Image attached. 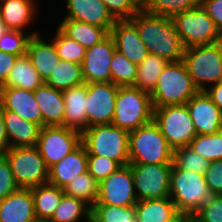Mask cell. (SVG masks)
Instances as JSON below:
<instances>
[{
  "label": "cell",
  "instance_id": "cell-32",
  "mask_svg": "<svg viewBox=\"0 0 222 222\" xmlns=\"http://www.w3.org/2000/svg\"><path fill=\"white\" fill-rule=\"evenodd\" d=\"M168 63L164 58L149 53L144 60L137 65L134 87L151 94L155 89L158 77Z\"/></svg>",
  "mask_w": 222,
  "mask_h": 222
},
{
  "label": "cell",
  "instance_id": "cell-48",
  "mask_svg": "<svg viewBox=\"0 0 222 222\" xmlns=\"http://www.w3.org/2000/svg\"><path fill=\"white\" fill-rule=\"evenodd\" d=\"M19 56L0 51V87H2Z\"/></svg>",
  "mask_w": 222,
  "mask_h": 222
},
{
  "label": "cell",
  "instance_id": "cell-40",
  "mask_svg": "<svg viewBox=\"0 0 222 222\" xmlns=\"http://www.w3.org/2000/svg\"><path fill=\"white\" fill-rule=\"evenodd\" d=\"M53 42L60 59L78 64L83 63L86 48L76 40L65 36L58 28L56 29Z\"/></svg>",
  "mask_w": 222,
  "mask_h": 222
},
{
  "label": "cell",
  "instance_id": "cell-46",
  "mask_svg": "<svg viewBox=\"0 0 222 222\" xmlns=\"http://www.w3.org/2000/svg\"><path fill=\"white\" fill-rule=\"evenodd\" d=\"M204 176L211 194L222 195V160L210 162Z\"/></svg>",
  "mask_w": 222,
  "mask_h": 222
},
{
  "label": "cell",
  "instance_id": "cell-43",
  "mask_svg": "<svg viewBox=\"0 0 222 222\" xmlns=\"http://www.w3.org/2000/svg\"><path fill=\"white\" fill-rule=\"evenodd\" d=\"M115 20H131L142 7L136 0H100Z\"/></svg>",
  "mask_w": 222,
  "mask_h": 222
},
{
  "label": "cell",
  "instance_id": "cell-28",
  "mask_svg": "<svg viewBox=\"0 0 222 222\" xmlns=\"http://www.w3.org/2000/svg\"><path fill=\"white\" fill-rule=\"evenodd\" d=\"M134 207L137 222H168L179 213L170 197L140 200Z\"/></svg>",
  "mask_w": 222,
  "mask_h": 222
},
{
  "label": "cell",
  "instance_id": "cell-29",
  "mask_svg": "<svg viewBox=\"0 0 222 222\" xmlns=\"http://www.w3.org/2000/svg\"><path fill=\"white\" fill-rule=\"evenodd\" d=\"M43 83L44 81L31 64L27 55H24L17 58L2 87H15L34 91Z\"/></svg>",
  "mask_w": 222,
  "mask_h": 222
},
{
  "label": "cell",
  "instance_id": "cell-37",
  "mask_svg": "<svg viewBox=\"0 0 222 222\" xmlns=\"http://www.w3.org/2000/svg\"><path fill=\"white\" fill-rule=\"evenodd\" d=\"M91 217L96 222H137L134 206L94 205Z\"/></svg>",
  "mask_w": 222,
  "mask_h": 222
},
{
  "label": "cell",
  "instance_id": "cell-8",
  "mask_svg": "<svg viewBox=\"0 0 222 222\" xmlns=\"http://www.w3.org/2000/svg\"><path fill=\"white\" fill-rule=\"evenodd\" d=\"M171 19L184 48L222 41L213 19L200 4L174 15Z\"/></svg>",
  "mask_w": 222,
  "mask_h": 222
},
{
  "label": "cell",
  "instance_id": "cell-26",
  "mask_svg": "<svg viewBox=\"0 0 222 222\" xmlns=\"http://www.w3.org/2000/svg\"><path fill=\"white\" fill-rule=\"evenodd\" d=\"M34 0H0V19L9 30L24 31L36 15Z\"/></svg>",
  "mask_w": 222,
  "mask_h": 222
},
{
  "label": "cell",
  "instance_id": "cell-22",
  "mask_svg": "<svg viewBox=\"0 0 222 222\" xmlns=\"http://www.w3.org/2000/svg\"><path fill=\"white\" fill-rule=\"evenodd\" d=\"M35 218L31 189L20 188L0 200V222H31Z\"/></svg>",
  "mask_w": 222,
  "mask_h": 222
},
{
  "label": "cell",
  "instance_id": "cell-27",
  "mask_svg": "<svg viewBox=\"0 0 222 222\" xmlns=\"http://www.w3.org/2000/svg\"><path fill=\"white\" fill-rule=\"evenodd\" d=\"M57 28L86 49L100 43L110 34L105 28L68 18H64Z\"/></svg>",
  "mask_w": 222,
  "mask_h": 222
},
{
  "label": "cell",
  "instance_id": "cell-23",
  "mask_svg": "<svg viewBox=\"0 0 222 222\" xmlns=\"http://www.w3.org/2000/svg\"><path fill=\"white\" fill-rule=\"evenodd\" d=\"M8 143L12 147L37 146L41 126L23 119L17 113L3 110Z\"/></svg>",
  "mask_w": 222,
  "mask_h": 222
},
{
  "label": "cell",
  "instance_id": "cell-34",
  "mask_svg": "<svg viewBox=\"0 0 222 222\" xmlns=\"http://www.w3.org/2000/svg\"><path fill=\"white\" fill-rule=\"evenodd\" d=\"M91 213L92 208L84 201L64 194L50 222H80L83 216L86 222Z\"/></svg>",
  "mask_w": 222,
  "mask_h": 222
},
{
  "label": "cell",
  "instance_id": "cell-21",
  "mask_svg": "<svg viewBox=\"0 0 222 222\" xmlns=\"http://www.w3.org/2000/svg\"><path fill=\"white\" fill-rule=\"evenodd\" d=\"M65 103L63 126L74 129L80 133L87 129L86 97L87 83L73 86L62 91Z\"/></svg>",
  "mask_w": 222,
  "mask_h": 222
},
{
  "label": "cell",
  "instance_id": "cell-15",
  "mask_svg": "<svg viewBox=\"0 0 222 222\" xmlns=\"http://www.w3.org/2000/svg\"><path fill=\"white\" fill-rule=\"evenodd\" d=\"M116 51L113 37L109 34L100 43L86 49L82 63L84 82H111V59Z\"/></svg>",
  "mask_w": 222,
  "mask_h": 222
},
{
  "label": "cell",
  "instance_id": "cell-12",
  "mask_svg": "<svg viewBox=\"0 0 222 222\" xmlns=\"http://www.w3.org/2000/svg\"><path fill=\"white\" fill-rule=\"evenodd\" d=\"M81 145V133L61 125L43 126L37 148L50 168Z\"/></svg>",
  "mask_w": 222,
  "mask_h": 222
},
{
  "label": "cell",
  "instance_id": "cell-11",
  "mask_svg": "<svg viewBox=\"0 0 222 222\" xmlns=\"http://www.w3.org/2000/svg\"><path fill=\"white\" fill-rule=\"evenodd\" d=\"M172 164H130L138 201L170 197Z\"/></svg>",
  "mask_w": 222,
  "mask_h": 222
},
{
  "label": "cell",
  "instance_id": "cell-52",
  "mask_svg": "<svg viewBox=\"0 0 222 222\" xmlns=\"http://www.w3.org/2000/svg\"><path fill=\"white\" fill-rule=\"evenodd\" d=\"M9 29L7 28V26L2 22V20L0 19V38L4 35V33H6Z\"/></svg>",
  "mask_w": 222,
  "mask_h": 222
},
{
  "label": "cell",
  "instance_id": "cell-36",
  "mask_svg": "<svg viewBox=\"0 0 222 222\" xmlns=\"http://www.w3.org/2000/svg\"><path fill=\"white\" fill-rule=\"evenodd\" d=\"M200 4V0H148L142 9L146 12L172 18Z\"/></svg>",
  "mask_w": 222,
  "mask_h": 222
},
{
  "label": "cell",
  "instance_id": "cell-25",
  "mask_svg": "<svg viewBox=\"0 0 222 222\" xmlns=\"http://www.w3.org/2000/svg\"><path fill=\"white\" fill-rule=\"evenodd\" d=\"M42 113L43 126L61 125L65 114L62 91L43 83L33 91Z\"/></svg>",
  "mask_w": 222,
  "mask_h": 222
},
{
  "label": "cell",
  "instance_id": "cell-20",
  "mask_svg": "<svg viewBox=\"0 0 222 222\" xmlns=\"http://www.w3.org/2000/svg\"><path fill=\"white\" fill-rule=\"evenodd\" d=\"M88 153L81 144L72 153L49 168L48 183L64 188L76 176L88 171Z\"/></svg>",
  "mask_w": 222,
  "mask_h": 222
},
{
  "label": "cell",
  "instance_id": "cell-17",
  "mask_svg": "<svg viewBox=\"0 0 222 222\" xmlns=\"http://www.w3.org/2000/svg\"><path fill=\"white\" fill-rule=\"evenodd\" d=\"M0 107L17 113L23 119L43 127V118L33 91L15 88L0 87Z\"/></svg>",
  "mask_w": 222,
  "mask_h": 222
},
{
  "label": "cell",
  "instance_id": "cell-33",
  "mask_svg": "<svg viewBox=\"0 0 222 222\" xmlns=\"http://www.w3.org/2000/svg\"><path fill=\"white\" fill-rule=\"evenodd\" d=\"M63 191L64 194L80 199L92 208L98 200L99 182L87 171L71 180Z\"/></svg>",
  "mask_w": 222,
  "mask_h": 222
},
{
  "label": "cell",
  "instance_id": "cell-30",
  "mask_svg": "<svg viewBox=\"0 0 222 222\" xmlns=\"http://www.w3.org/2000/svg\"><path fill=\"white\" fill-rule=\"evenodd\" d=\"M30 189L36 218L51 219L64 195L63 189L50 183Z\"/></svg>",
  "mask_w": 222,
  "mask_h": 222
},
{
  "label": "cell",
  "instance_id": "cell-56",
  "mask_svg": "<svg viewBox=\"0 0 222 222\" xmlns=\"http://www.w3.org/2000/svg\"><path fill=\"white\" fill-rule=\"evenodd\" d=\"M86 222H96L92 217Z\"/></svg>",
  "mask_w": 222,
  "mask_h": 222
},
{
  "label": "cell",
  "instance_id": "cell-6",
  "mask_svg": "<svg viewBox=\"0 0 222 222\" xmlns=\"http://www.w3.org/2000/svg\"><path fill=\"white\" fill-rule=\"evenodd\" d=\"M182 61L199 91L222 82V41L185 48Z\"/></svg>",
  "mask_w": 222,
  "mask_h": 222
},
{
  "label": "cell",
  "instance_id": "cell-50",
  "mask_svg": "<svg viewBox=\"0 0 222 222\" xmlns=\"http://www.w3.org/2000/svg\"><path fill=\"white\" fill-rule=\"evenodd\" d=\"M9 148L10 145L6 135L3 110L0 107V155H4Z\"/></svg>",
  "mask_w": 222,
  "mask_h": 222
},
{
  "label": "cell",
  "instance_id": "cell-5",
  "mask_svg": "<svg viewBox=\"0 0 222 222\" xmlns=\"http://www.w3.org/2000/svg\"><path fill=\"white\" fill-rule=\"evenodd\" d=\"M129 132L113 124L94 125L81 133L88 155L104 156L121 166L129 164Z\"/></svg>",
  "mask_w": 222,
  "mask_h": 222
},
{
  "label": "cell",
  "instance_id": "cell-16",
  "mask_svg": "<svg viewBox=\"0 0 222 222\" xmlns=\"http://www.w3.org/2000/svg\"><path fill=\"white\" fill-rule=\"evenodd\" d=\"M186 106L197 135H211L222 131V111L205 91H198Z\"/></svg>",
  "mask_w": 222,
  "mask_h": 222
},
{
  "label": "cell",
  "instance_id": "cell-2",
  "mask_svg": "<svg viewBox=\"0 0 222 222\" xmlns=\"http://www.w3.org/2000/svg\"><path fill=\"white\" fill-rule=\"evenodd\" d=\"M198 91L185 63L181 60L167 64L158 77L155 89L150 96L153 107L183 105Z\"/></svg>",
  "mask_w": 222,
  "mask_h": 222
},
{
  "label": "cell",
  "instance_id": "cell-24",
  "mask_svg": "<svg viewBox=\"0 0 222 222\" xmlns=\"http://www.w3.org/2000/svg\"><path fill=\"white\" fill-rule=\"evenodd\" d=\"M40 36V34H36L30 38L26 55L45 82L55 65L60 62V58L54 42L43 40Z\"/></svg>",
  "mask_w": 222,
  "mask_h": 222
},
{
  "label": "cell",
  "instance_id": "cell-54",
  "mask_svg": "<svg viewBox=\"0 0 222 222\" xmlns=\"http://www.w3.org/2000/svg\"><path fill=\"white\" fill-rule=\"evenodd\" d=\"M31 222H50V219L35 218Z\"/></svg>",
  "mask_w": 222,
  "mask_h": 222
},
{
  "label": "cell",
  "instance_id": "cell-3",
  "mask_svg": "<svg viewBox=\"0 0 222 222\" xmlns=\"http://www.w3.org/2000/svg\"><path fill=\"white\" fill-rule=\"evenodd\" d=\"M128 146L129 164L173 163V149L154 121L129 132Z\"/></svg>",
  "mask_w": 222,
  "mask_h": 222
},
{
  "label": "cell",
  "instance_id": "cell-14",
  "mask_svg": "<svg viewBox=\"0 0 222 222\" xmlns=\"http://www.w3.org/2000/svg\"><path fill=\"white\" fill-rule=\"evenodd\" d=\"M119 86L112 82L87 84L86 113L87 128L94 125L111 124Z\"/></svg>",
  "mask_w": 222,
  "mask_h": 222
},
{
  "label": "cell",
  "instance_id": "cell-53",
  "mask_svg": "<svg viewBox=\"0 0 222 222\" xmlns=\"http://www.w3.org/2000/svg\"><path fill=\"white\" fill-rule=\"evenodd\" d=\"M168 222H180V212Z\"/></svg>",
  "mask_w": 222,
  "mask_h": 222
},
{
  "label": "cell",
  "instance_id": "cell-35",
  "mask_svg": "<svg viewBox=\"0 0 222 222\" xmlns=\"http://www.w3.org/2000/svg\"><path fill=\"white\" fill-rule=\"evenodd\" d=\"M111 82L118 86H134L137 74V64L129 61L117 50L111 59Z\"/></svg>",
  "mask_w": 222,
  "mask_h": 222
},
{
  "label": "cell",
  "instance_id": "cell-51",
  "mask_svg": "<svg viewBox=\"0 0 222 222\" xmlns=\"http://www.w3.org/2000/svg\"><path fill=\"white\" fill-rule=\"evenodd\" d=\"M180 222H201V221L196 214L180 212Z\"/></svg>",
  "mask_w": 222,
  "mask_h": 222
},
{
  "label": "cell",
  "instance_id": "cell-1",
  "mask_svg": "<svg viewBox=\"0 0 222 222\" xmlns=\"http://www.w3.org/2000/svg\"><path fill=\"white\" fill-rule=\"evenodd\" d=\"M131 21L136 25L150 54L158 55L168 62L182 60L185 48L170 17L141 9Z\"/></svg>",
  "mask_w": 222,
  "mask_h": 222
},
{
  "label": "cell",
  "instance_id": "cell-9",
  "mask_svg": "<svg viewBox=\"0 0 222 222\" xmlns=\"http://www.w3.org/2000/svg\"><path fill=\"white\" fill-rule=\"evenodd\" d=\"M4 155L20 188L30 189L48 183L49 168L37 146L12 147Z\"/></svg>",
  "mask_w": 222,
  "mask_h": 222
},
{
  "label": "cell",
  "instance_id": "cell-19",
  "mask_svg": "<svg viewBox=\"0 0 222 222\" xmlns=\"http://www.w3.org/2000/svg\"><path fill=\"white\" fill-rule=\"evenodd\" d=\"M65 18L105 28L109 33L116 20L100 0H66Z\"/></svg>",
  "mask_w": 222,
  "mask_h": 222
},
{
  "label": "cell",
  "instance_id": "cell-42",
  "mask_svg": "<svg viewBox=\"0 0 222 222\" xmlns=\"http://www.w3.org/2000/svg\"><path fill=\"white\" fill-rule=\"evenodd\" d=\"M120 167L118 162L107 157L88 155V172L99 183Z\"/></svg>",
  "mask_w": 222,
  "mask_h": 222
},
{
  "label": "cell",
  "instance_id": "cell-45",
  "mask_svg": "<svg viewBox=\"0 0 222 222\" xmlns=\"http://www.w3.org/2000/svg\"><path fill=\"white\" fill-rule=\"evenodd\" d=\"M19 189L20 187L15 181L8 159L5 155H0V200Z\"/></svg>",
  "mask_w": 222,
  "mask_h": 222
},
{
  "label": "cell",
  "instance_id": "cell-38",
  "mask_svg": "<svg viewBox=\"0 0 222 222\" xmlns=\"http://www.w3.org/2000/svg\"><path fill=\"white\" fill-rule=\"evenodd\" d=\"M189 146L209 162L222 160V131L211 135H197Z\"/></svg>",
  "mask_w": 222,
  "mask_h": 222
},
{
  "label": "cell",
  "instance_id": "cell-7",
  "mask_svg": "<svg viewBox=\"0 0 222 222\" xmlns=\"http://www.w3.org/2000/svg\"><path fill=\"white\" fill-rule=\"evenodd\" d=\"M211 196L204 175L172 164L170 198L179 212L195 214Z\"/></svg>",
  "mask_w": 222,
  "mask_h": 222
},
{
  "label": "cell",
  "instance_id": "cell-41",
  "mask_svg": "<svg viewBox=\"0 0 222 222\" xmlns=\"http://www.w3.org/2000/svg\"><path fill=\"white\" fill-rule=\"evenodd\" d=\"M36 34L38 33L32 32L26 34L24 31L20 30H8L0 38V51L17 55L19 57L24 56L26 55L30 38Z\"/></svg>",
  "mask_w": 222,
  "mask_h": 222
},
{
  "label": "cell",
  "instance_id": "cell-13",
  "mask_svg": "<svg viewBox=\"0 0 222 222\" xmlns=\"http://www.w3.org/2000/svg\"><path fill=\"white\" fill-rule=\"evenodd\" d=\"M137 201L131 165L127 164L99 183L95 205L135 206Z\"/></svg>",
  "mask_w": 222,
  "mask_h": 222
},
{
  "label": "cell",
  "instance_id": "cell-4",
  "mask_svg": "<svg viewBox=\"0 0 222 222\" xmlns=\"http://www.w3.org/2000/svg\"><path fill=\"white\" fill-rule=\"evenodd\" d=\"M153 116L150 94L134 86H119L111 124L132 132L153 121Z\"/></svg>",
  "mask_w": 222,
  "mask_h": 222
},
{
  "label": "cell",
  "instance_id": "cell-49",
  "mask_svg": "<svg viewBox=\"0 0 222 222\" xmlns=\"http://www.w3.org/2000/svg\"><path fill=\"white\" fill-rule=\"evenodd\" d=\"M205 92L222 111V82L209 86Z\"/></svg>",
  "mask_w": 222,
  "mask_h": 222
},
{
  "label": "cell",
  "instance_id": "cell-31",
  "mask_svg": "<svg viewBox=\"0 0 222 222\" xmlns=\"http://www.w3.org/2000/svg\"><path fill=\"white\" fill-rule=\"evenodd\" d=\"M44 83L60 91L85 83L82 64L60 59Z\"/></svg>",
  "mask_w": 222,
  "mask_h": 222
},
{
  "label": "cell",
  "instance_id": "cell-44",
  "mask_svg": "<svg viewBox=\"0 0 222 222\" xmlns=\"http://www.w3.org/2000/svg\"><path fill=\"white\" fill-rule=\"evenodd\" d=\"M195 214L201 222H222V195H212Z\"/></svg>",
  "mask_w": 222,
  "mask_h": 222
},
{
  "label": "cell",
  "instance_id": "cell-10",
  "mask_svg": "<svg viewBox=\"0 0 222 222\" xmlns=\"http://www.w3.org/2000/svg\"><path fill=\"white\" fill-rule=\"evenodd\" d=\"M153 121L173 150L189 146L197 136L186 104L154 107Z\"/></svg>",
  "mask_w": 222,
  "mask_h": 222
},
{
  "label": "cell",
  "instance_id": "cell-39",
  "mask_svg": "<svg viewBox=\"0 0 222 222\" xmlns=\"http://www.w3.org/2000/svg\"><path fill=\"white\" fill-rule=\"evenodd\" d=\"M173 164L177 168L205 175L210 162L190 146H184L173 150Z\"/></svg>",
  "mask_w": 222,
  "mask_h": 222
},
{
  "label": "cell",
  "instance_id": "cell-47",
  "mask_svg": "<svg viewBox=\"0 0 222 222\" xmlns=\"http://www.w3.org/2000/svg\"><path fill=\"white\" fill-rule=\"evenodd\" d=\"M200 5L213 19L215 26L222 37V0H200Z\"/></svg>",
  "mask_w": 222,
  "mask_h": 222
},
{
  "label": "cell",
  "instance_id": "cell-18",
  "mask_svg": "<svg viewBox=\"0 0 222 222\" xmlns=\"http://www.w3.org/2000/svg\"><path fill=\"white\" fill-rule=\"evenodd\" d=\"M110 35L114 39L116 50L137 65L149 54L136 25L131 20H116Z\"/></svg>",
  "mask_w": 222,
  "mask_h": 222
},
{
  "label": "cell",
  "instance_id": "cell-55",
  "mask_svg": "<svg viewBox=\"0 0 222 222\" xmlns=\"http://www.w3.org/2000/svg\"><path fill=\"white\" fill-rule=\"evenodd\" d=\"M139 5L142 7L148 0H136Z\"/></svg>",
  "mask_w": 222,
  "mask_h": 222
}]
</instances>
